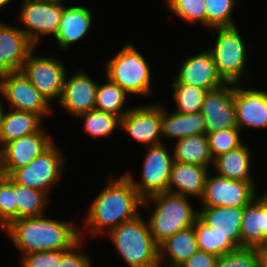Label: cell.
<instances>
[{"label": "cell", "instance_id": "cell-34", "mask_svg": "<svg viewBox=\"0 0 267 267\" xmlns=\"http://www.w3.org/2000/svg\"><path fill=\"white\" fill-rule=\"evenodd\" d=\"M206 28L236 26L233 17L236 0H205Z\"/></svg>", "mask_w": 267, "mask_h": 267}, {"label": "cell", "instance_id": "cell-31", "mask_svg": "<svg viewBox=\"0 0 267 267\" xmlns=\"http://www.w3.org/2000/svg\"><path fill=\"white\" fill-rule=\"evenodd\" d=\"M193 227L197 236L199 250H203L219 257L238 248L228 236L218 235L199 218L195 220Z\"/></svg>", "mask_w": 267, "mask_h": 267}, {"label": "cell", "instance_id": "cell-24", "mask_svg": "<svg viewBox=\"0 0 267 267\" xmlns=\"http://www.w3.org/2000/svg\"><path fill=\"white\" fill-rule=\"evenodd\" d=\"M198 250L194 227L176 232L159 245V265L180 267Z\"/></svg>", "mask_w": 267, "mask_h": 267}, {"label": "cell", "instance_id": "cell-1", "mask_svg": "<svg viewBox=\"0 0 267 267\" xmlns=\"http://www.w3.org/2000/svg\"><path fill=\"white\" fill-rule=\"evenodd\" d=\"M142 206L143 199L125 174L110 178L86 210L85 230L93 238L102 232L106 235L120 224L140 215Z\"/></svg>", "mask_w": 267, "mask_h": 267}, {"label": "cell", "instance_id": "cell-46", "mask_svg": "<svg viewBox=\"0 0 267 267\" xmlns=\"http://www.w3.org/2000/svg\"><path fill=\"white\" fill-rule=\"evenodd\" d=\"M1 74H0V94H1Z\"/></svg>", "mask_w": 267, "mask_h": 267}, {"label": "cell", "instance_id": "cell-9", "mask_svg": "<svg viewBox=\"0 0 267 267\" xmlns=\"http://www.w3.org/2000/svg\"><path fill=\"white\" fill-rule=\"evenodd\" d=\"M17 20L20 28L37 46L41 37L57 35L65 4L56 0H23ZM25 28V29H24Z\"/></svg>", "mask_w": 267, "mask_h": 267}, {"label": "cell", "instance_id": "cell-19", "mask_svg": "<svg viewBox=\"0 0 267 267\" xmlns=\"http://www.w3.org/2000/svg\"><path fill=\"white\" fill-rule=\"evenodd\" d=\"M175 79L180 84L196 86L207 91L226 84L218 75L215 60L208 50L184 59Z\"/></svg>", "mask_w": 267, "mask_h": 267}, {"label": "cell", "instance_id": "cell-30", "mask_svg": "<svg viewBox=\"0 0 267 267\" xmlns=\"http://www.w3.org/2000/svg\"><path fill=\"white\" fill-rule=\"evenodd\" d=\"M17 220L45 214L49 196L41 190L15 183Z\"/></svg>", "mask_w": 267, "mask_h": 267}, {"label": "cell", "instance_id": "cell-43", "mask_svg": "<svg viewBox=\"0 0 267 267\" xmlns=\"http://www.w3.org/2000/svg\"><path fill=\"white\" fill-rule=\"evenodd\" d=\"M5 101H3L0 97V128H1V118H2V114H3V111H4V106H3V103Z\"/></svg>", "mask_w": 267, "mask_h": 267}, {"label": "cell", "instance_id": "cell-39", "mask_svg": "<svg viewBox=\"0 0 267 267\" xmlns=\"http://www.w3.org/2000/svg\"><path fill=\"white\" fill-rule=\"evenodd\" d=\"M21 257V267H60L62 250L32 252Z\"/></svg>", "mask_w": 267, "mask_h": 267}, {"label": "cell", "instance_id": "cell-7", "mask_svg": "<svg viewBox=\"0 0 267 267\" xmlns=\"http://www.w3.org/2000/svg\"><path fill=\"white\" fill-rule=\"evenodd\" d=\"M65 161L61 149L53 143L29 164L15 169L9 177L17 184L41 190L49 196V191L61 179Z\"/></svg>", "mask_w": 267, "mask_h": 267}, {"label": "cell", "instance_id": "cell-20", "mask_svg": "<svg viewBox=\"0 0 267 267\" xmlns=\"http://www.w3.org/2000/svg\"><path fill=\"white\" fill-rule=\"evenodd\" d=\"M240 227L241 247L260 249L267 245V203L259 195L243 207Z\"/></svg>", "mask_w": 267, "mask_h": 267}, {"label": "cell", "instance_id": "cell-33", "mask_svg": "<svg viewBox=\"0 0 267 267\" xmlns=\"http://www.w3.org/2000/svg\"><path fill=\"white\" fill-rule=\"evenodd\" d=\"M172 88L174 102L177 106L175 112L187 114L201 110L204 97L208 92L206 89L180 84L176 79L172 82Z\"/></svg>", "mask_w": 267, "mask_h": 267}, {"label": "cell", "instance_id": "cell-4", "mask_svg": "<svg viewBox=\"0 0 267 267\" xmlns=\"http://www.w3.org/2000/svg\"><path fill=\"white\" fill-rule=\"evenodd\" d=\"M106 236L129 267H160L159 245L141 214L115 227Z\"/></svg>", "mask_w": 267, "mask_h": 267}, {"label": "cell", "instance_id": "cell-22", "mask_svg": "<svg viewBox=\"0 0 267 267\" xmlns=\"http://www.w3.org/2000/svg\"><path fill=\"white\" fill-rule=\"evenodd\" d=\"M92 10L85 6H64L55 40L61 49H67L83 39L93 23Z\"/></svg>", "mask_w": 267, "mask_h": 267}, {"label": "cell", "instance_id": "cell-17", "mask_svg": "<svg viewBox=\"0 0 267 267\" xmlns=\"http://www.w3.org/2000/svg\"><path fill=\"white\" fill-rule=\"evenodd\" d=\"M244 85L234 84L236 124L238 129L267 128V91L245 89Z\"/></svg>", "mask_w": 267, "mask_h": 267}, {"label": "cell", "instance_id": "cell-5", "mask_svg": "<svg viewBox=\"0 0 267 267\" xmlns=\"http://www.w3.org/2000/svg\"><path fill=\"white\" fill-rule=\"evenodd\" d=\"M105 64V76L120 85L128 94L146 97L151 95L150 66L133 44L124 45Z\"/></svg>", "mask_w": 267, "mask_h": 267}, {"label": "cell", "instance_id": "cell-38", "mask_svg": "<svg viewBox=\"0 0 267 267\" xmlns=\"http://www.w3.org/2000/svg\"><path fill=\"white\" fill-rule=\"evenodd\" d=\"M216 267H261L260 249L238 247L219 256Z\"/></svg>", "mask_w": 267, "mask_h": 267}, {"label": "cell", "instance_id": "cell-35", "mask_svg": "<svg viewBox=\"0 0 267 267\" xmlns=\"http://www.w3.org/2000/svg\"><path fill=\"white\" fill-rule=\"evenodd\" d=\"M174 15L186 23H197L206 28L205 0H166Z\"/></svg>", "mask_w": 267, "mask_h": 267}, {"label": "cell", "instance_id": "cell-37", "mask_svg": "<svg viewBox=\"0 0 267 267\" xmlns=\"http://www.w3.org/2000/svg\"><path fill=\"white\" fill-rule=\"evenodd\" d=\"M209 150L215 160L218 156L228 153L243 144L241 131L238 128H228L207 134Z\"/></svg>", "mask_w": 267, "mask_h": 267}, {"label": "cell", "instance_id": "cell-21", "mask_svg": "<svg viewBox=\"0 0 267 267\" xmlns=\"http://www.w3.org/2000/svg\"><path fill=\"white\" fill-rule=\"evenodd\" d=\"M209 168L173 161L168 192L201 199L204 194Z\"/></svg>", "mask_w": 267, "mask_h": 267}, {"label": "cell", "instance_id": "cell-2", "mask_svg": "<svg viewBox=\"0 0 267 267\" xmlns=\"http://www.w3.org/2000/svg\"><path fill=\"white\" fill-rule=\"evenodd\" d=\"M4 231L21 256L32 252L69 250L85 238V230L73 221L55 220L45 215L14 220Z\"/></svg>", "mask_w": 267, "mask_h": 267}, {"label": "cell", "instance_id": "cell-6", "mask_svg": "<svg viewBox=\"0 0 267 267\" xmlns=\"http://www.w3.org/2000/svg\"><path fill=\"white\" fill-rule=\"evenodd\" d=\"M215 45L207 49L215 60L218 75L225 83L241 84V80L248 78L246 71L248 47L241 37L237 26L216 27Z\"/></svg>", "mask_w": 267, "mask_h": 267}, {"label": "cell", "instance_id": "cell-32", "mask_svg": "<svg viewBox=\"0 0 267 267\" xmlns=\"http://www.w3.org/2000/svg\"><path fill=\"white\" fill-rule=\"evenodd\" d=\"M83 118V130L92 138L109 137L117 127H120V118L114 114L91 110L79 115Z\"/></svg>", "mask_w": 267, "mask_h": 267}, {"label": "cell", "instance_id": "cell-36", "mask_svg": "<svg viewBox=\"0 0 267 267\" xmlns=\"http://www.w3.org/2000/svg\"><path fill=\"white\" fill-rule=\"evenodd\" d=\"M17 220L15 182L7 175L0 174V228L4 230Z\"/></svg>", "mask_w": 267, "mask_h": 267}, {"label": "cell", "instance_id": "cell-11", "mask_svg": "<svg viewBox=\"0 0 267 267\" xmlns=\"http://www.w3.org/2000/svg\"><path fill=\"white\" fill-rule=\"evenodd\" d=\"M34 51L26 58L21 71L49 103L56 98L60 101L67 75L65 66L55 57L34 56Z\"/></svg>", "mask_w": 267, "mask_h": 267}, {"label": "cell", "instance_id": "cell-25", "mask_svg": "<svg viewBox=\"0 0 267 267\" xmlns=\"http://www.w3.org/2000/svg\"><path fill=\"white\" fill-rule=\"evenodd\" d=\"M162 105L161 135L165 139L179 140L188 136L206 134V120L199 111L182 114L169 113Z\"/></svg>", "mask_w": 267, "mask_h": 267}, {"label": "cell", "instance_id": "cell-15", "mask_svg": "<svg viewBox=\"0 0 267 267\" xmlns=\"http://www.w3.org/2000/svg\"><path fill=\"white\" fill-rule=\"evenodd\" d=\"M200 112L206 120V135L228 128H238L234 100V84L208 91Z\"/></svg>", "mask_w": 267, "mask_h": 267}, {"label": "cell", "instance_id": "cell-23", "mask_svg": "<svg viewBox=\"0 0 267 267\" xmlns=\"http://www.w3.org/2000/svg\"><path fill=\"white\" fill-rule=\"evenodd\" d=\"M243 207H202L198 218L220 236H228L241 247V220Z\"/></svg>", "mask_w": 267, "mask_h": 267}, {"label": "cell", "instance_id": "cell-42", "mask_svg": "<svg viewBox=\"0 0 267 267\" xmlns=\"http://www.w3.org/2000/svg\"><path fill=\"white\" fill-rule=\"evenodd\" d=\"M261 252V267H267V245L260 248Z\"/></svg>", "mask_w": 267, "mask_h": 267}, {"label": "cell", "instance_id": "cell-16", "mask_svg": "<svg viewBox=\"0 0 267 267\" xmlns=\"http://www.w3.org/2000/svg\"><path fill=\"white\" fill-rule=\"evenodd\" d=\"M98 83L87 73L77 71L73 76H65L60 104L63 109L74 116L95 109Z\"/></svg>", "mask_w": 267, "mask_h": 267}, {"label": "cell", "instance_id": "cell-10", "mask_svg": "<svg viewBox=\"0 0 267 267\" xmlns=\"http://www.w3.org/2000/svg\"><path fill=\"white\" fill-rule=\"evenodd\" d=\"M0 95L11 109L33 112L41 118L53 113L51 103L33 86L22 71L2 74Z\"/></svg>", "mask_w": 267, "mask_h": 267}, {"label": "cell", "instance_id": "cell-40", "mask_svg": "<svg viewBox=\"0 0 267 267\" xmlns=\"http://www.w3.org/2000/svg\"><path fill=\"white\" fill-rule=\"evenodd\" d=\"M82 239L69 250H62V262L60 267H92L91 260L81 249Z\"/></svg>", "mask_w": 267, "mask_h": 267}, {"label": "cell", "instance_id": "cell-27", "mask_svg": "<svg viewBox=\"0 0 267 267\" xmlns=\"http://www.w3.org/2000/svg\"><path fill=\"white\" fill-rule=\"evenodd\" d=\"M251 156L252 153L244 143L214 160L215 174L232 180L255 182L250 173Z\"/></svg>", "mask_w": 267, "mask_h": 267}, {"label": "cell", "instance_id": "cell-44", "mask_svg": "<svg viewBox=\"0 0 267 267\" xmlns=\"http://www.w3.org/2000/svg\"><path fill=\"white\" fill-rule=\"evenodd\" d=\"M13 0H0V9L6 7L7 4L11 3Z\"/></svg>", "mask_w": 267, "mask_h": 267}, {"label": "cell", "instance_id": "cell-13", "mask_svg": "<svg viewBox=\"0 0 267 267\" xmlns=\"http://www.w3.org/2000/svg\"><path fill=\"white\" fill-rule=\"evenodd\" d=\"M51 135L37 132L15 139L0 149V174L9 176L15 169L29 164L53 144Z\"/></svg>", "mask_w": 267, "mask_h": 267}, {"label": "cell", "instance_id": "cell-41", "mask_svg": "<svg viewBox=\"0 0 267 267\" xmlns=\"http://www.w3.org/2000/svg\"><path fill=\"white\" fill-rule=\"evenodd\" d=\"M217 260L216 255L198 249L180 267H216Z\"/></svg>", "mask_w": 267, "mask_h": 267}, {"label": "cell", "instance_id": "cell-3", "mask_svg": "<svg viewBox=\"0 0 267 267\" xmlns=\"http://www.w3.org/2000/svg\"><path fill=\"white\" fill-rule=\"evenodd\" d=\"M155 206L149 217L148 224L154 240L158 245L176 232L192 227L198 218V210L190 204L189 197L165 192L143 200V208ZM149 207V208H148Z\"/></svg>", "mask_w": 267, "mask_h": 267}, {"label": "cell", "instance_id": "cell-18", "mask_svg": "<svg viewBox=\"0 0 267 267\" xmlns=\"http://www.w3.org/2000/svg\"><path fill=\"white\" fill-rule=\"evenodd\" d=\"M36 48L24 32L0 22V74L21 71L28 55Z\"/></svg>", "mask_w": 267, "mask_h": 267}, {"label": "cell", "instance_id": "cell-45", "mask_svg": "<svg viewBox=\"0 0 267 267\" xmlns=\"http://www.w3.org/2000/svg\"><path fill=\"white\" fill-rule=\"evenodd\" d=\"M260 197L267 203V191L266 193H263L262 195H260Z\"/></svg>", "mask_w": 267, "mask_h": 267}, {"label": "cell", "instance_id": "cell-14", "mask_svg": "<svg viewBox=\"0 0 267 267\" xmlns=\"http://www.w3.org/2000/svg\"><path fill=\"white\" fill-rule=\"evenodd\" d=\"M161 117L162 104L134 106L120 119V128L147 147L157 145L163 141Z\"/></svg>", "mask_w": 267, "mask_h": 267}, {"label": "cell", "instance_id": "cell-8", "mask_svg": "<svg viewBox=\"0 0 267 267\" xmlns=\"http://www.w3.org/2000/svg\"><path fill=\"white\" fill-rule=\"evenodd\" d=\"M145 148L147 150L143 160L141 180L136 182L131 172L124 173L143 200L168 192L171 167L174 161L172 152H169V148L163 142Z\"/></svg>", "mask_w": 267, "mask_h": 267}, {"label": "cell", "instance_id": "cell-26", "mask_svg": "<svg viewBox=\"0 0 267 267\" xmlns=\"http://www.w3.org/2000/svg\"><path fill=\"white\" fill-rule=\"evenodd\" d=\"M42 121V118L33 112L4 109L0 128V149L15 139L37 132L42 127Z\"/></svg>", "mask_w": 267, "mask_h": 267}, {"label": "cell", "instance_id": "cell-12", "mask_svg": "<svg viewBox=\"0 0 267 267\" xmlns=\"http://www.w3.org/2000/svg\"><path fill=\"white\" fill-rule=\"evenodd\" d=\"M255 182L232 180L208 174L204 194L200 201L203 207H245L259 193Z\"/></svg>", "mask_w": 267, "mask_h": 267}, {"label": "cell", "instance_id": "cell-29", "mask_svg": "<svg viewBox=\"0 0 267 267\" xmlns=\"http://www.w3.org/2000/svg\"><path fill=\"white\" fill-rule=\"evenodd\" d=\"M106 78L104 84H98L95 110L114 114L121 119L130 110L122 109L128 93L120 85Z\"/></svg>", "mask_w": 267, "mask_h": 267}, {"label": "cell", "instance_id": "cell-28", "mask_svg": "<svg viewBox=\"0 0 267 267\" xmlns=\"http://www.w3.org/2000/svg\"><path fill=\"white\" fill-rule=\"evenodd\" d=\"M173 151L175 161L195 164L209 168L214 159L209 150V140L206 134L188 136L176 140Z\"/></svg>", "mask_w": 267, "mask_h": 267}]
</instances>
